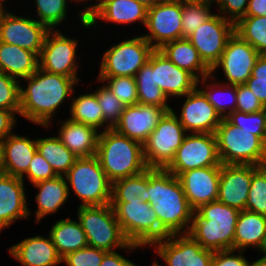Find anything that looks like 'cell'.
Returning <instances> with one entry per match:
<instances>
[{"label":"cell","instance_id":"cell-7","mask_svg":"<svg viewBox=\"0 0 266 266\" xmlns=\"http://www.w3.org/2000/svg\"><path fill=\"white\" fill-rule=\"evenodd\" d=\"M122 232L130 243L147 249L156 241L162 240L169 234L158 221L157 213L148 202L137 200H111Z\"/></svg>","mask_w":266,"mask_h":266},{"label":"cell","instance_id":"cell-39","mask_svg":"<svg viewBox=\"0 0 266 266\" xmlns=\"http://www.w3.org/2000/svg\"><path fill=\"white\" fill-rule=\"evenodd\" d=\"M90 82V83H89ZM88 87L96 94L99 105L101 106L103 112V118L105 120V130L113 129L114 126L119 122L121 115L123 113L125 105L119 101V99L112 93V91L100 80L92 81L90 80ZM99 83V86H91L93 84Z\"/></svg>","mask_w":266,"mask_h":266},{"label":"cell","instance_id":"cell-29","mask_svg":"<svg viewBox=\"0 0 266 266\" xmlns=\"http://www.w3.org/2000/svg\"><path fill=\"white\" fill-rule=\"evenodd\" d=\"M13 132L0 144L4 173L22 178L37 151L36 137ZM32 137V138H31Z\"/></svg>","mask_w":266,"mask_h":266},{"label":"cell","instance_id":"cell-2","mask_svg":"<svg viewBox=\"0 0 266 266\" xmlns=\"http://www.w3.org/2000/svg\"><path fill=\"white\" fill-rule=\"evenodd\" d=\"M146 202L151 204L169 235L188 233L194 210L177 176L166 169L147 168Z\"/></svg>","mask_w":266,"mask_h":266},{"label":"cell","instance_id":"cell-35","mask_svg":"<svg viewBox=\"0 0 266 266\" xmlns=\"http://www.w3.org/2000/svg\"><path fill=\"white\" fill-rule=\"evenodd\" d=\"M197 87L204 93L222 119L236 111L237 85L223 83L210 74L199 79Z\"/></svg>","mask_w":266,"mask_h":266},{"label":"cell","instance_id":"cell-9","mask_svg":"<svg viewBox=\"0 0 266 266\" xmlns=\"http://www.w3.org/2000/svg\"><path fill=\"white\" fill-rule=\"evenodd\" d=\"M215 136L221 164H266V143L252 133L242 134L240 129L226 118L221 120Z\"/></svg>","mask_w":266,"mask_h":266},{"label":"cell","instance_id":"cell-44","mask_svg":"<svg viewBox=\"0 0 266 266\" xmlns=\"http://www.w3.org/2000/svg\"><path fill=\"white\" fill-rule=\"evenodd\" d=\"M246 210L266 216V167L260 166L252 177Z\"/></svg>","mask_w":266,"mask_h":266},{"label":"cell","instance_id":"cell-14","mask_svg":"<svg viewBox=\"0 0 266 266\" xmlns=\"http://www.w3.org/2000/svg\"><path fill=\"white\" fill-rule=\"evenodd\" d=\"M186 134L172 111L166 112L143 144L147 167L165 169L174 159Z\"/></svg>","mask_w":266,"mask_h":266},{"label":"cell","instance_id":"cell-23","mask_svg":"<svg viewBox=\"0 0 266 266\" xmlns=\"http://www.w3.org/2000/svg\"><path fill=\"white\" fill-rule=\"evenodd\" d=\"M18 2L23 3L20 4L23 6L26 3V0H20ZM27 3L28 6L25 4L23 7L21 6L20 9L22 8L25 10L39 23L46 25L50 30L64 29L65 26V29H67V25L68 29H72L70 27L72 24H74L72 26L77 28L86 21V18L69 0H28ZM72 8L73 10H76L73 11ZM70 20L72 21V24H70Z\"/></svg>","mask_w":266,"mask_h":266},{"label":"cell","instance_id":"cell-24","mask_svg":"<svg viewBox=\"0 0 266 266\" xmlns=\"http://www.w3.org/2000/svg\"><path fill=\"white\" fill-rule=\"evenodd\" d=\"M221 166H208L182 172L178 179L190 207L195 211L201 205L218 199Z\"/></svg>","mask_w":266,"mask_h":266},{"label":"cell","instance_id":"cell-20","mask_svg":"<svg viewBox=\"0 0 266 266\" xmlns=\"http://www.w3.org/2000/svg\"><path fill=\"white\" fill-rule=\"evenodd\" d=\"M27 186L19 177L5 173L0 176V235L17 221H30Z\"/></svg>","mask_w":266,"mask_h":266},{"label":"cell","instance_id":"cell-50","mask_svg":"<svg viewBox=\"0 0 266 266\" xmlns=\"http://www.w3.org/2000/svg\"><path fill=\"white\" fill-rule=\"evenodd\" d=\"M247 254V251L233 249L216 251L212 257L211 266H250L251 257L248 258Z\"/></svg>","mask_w":266,"mask_h":266},{"label":"cell","instance_id":"cell-17","mask_svg":"<svg viewBox=\"0 0 266 266\" xmlns=\"http://www.w3.org/2000/svg\"><path fill=\"white\" fill-rule=\"evenodd\" d=\"M173 102L171 111L187 133L215 134L222 118L198 87Z\"/></svg>","mask_w":266,"mask_h":266},{"label":"cell","instance_id":"cell-25","mask_svg":"<svg viewBox=\"0 0 266 266\" xmlns=\"http://www.w3.org/2000/svg\"><path fill=\"white\" fill-rule=\"evenodd\" d=\"M45 234L47 235H44L42 231L41 234L24 237L23 240L12 243L7 248L8 257L21 266H62V258L48 233Z\"/></svg>","mask_w":266,"mask_h":266},{"label":"cell","instance_id":"cell-38","mask_svg":"<svg viewBox=\"0 0 266 266\" xmlns=\"http://www.w3.org/2000/svg\"><path fill=\"white\" fill-rule=\"evenodd\" d=\"M235 33L266 55V16H244L235 24Z\"/></svg>","mask_w":266,"mask_h":266},{"label":"cell","instance_id":"cell-52","mask_svg":"<svg viewBox=\"0 0 266 266\" xmlns=\"http://www.w3.org/2000/svg\"><path fill=\"white\" fill-rule=\"evenodd\" d=\"M19 120V117L13 111L0 109V144L11 133L20 128L17 126L18 124L22 126L18 122Z\"/></svg>","mask_w":266,"mask_h":266},{"label":"cell","instance_id":"cell-62","mask_svg":"<svg viewBox=\"0 0 266 266\" xmlns=\"http://www.w3.org/2000/svg\"><path fill=\"white\" fill-rule=\"evenodd\" d=\"M3 174H4V169H3L2 154L0 149V176Z\"/></svg>","mask_w":266,"mask_h":266},{"label":"cell","instance_id":"cell-28","mask_svg":"<svg viewBox=\"0 0 266 266\" xmlns=\"http://www.w3.org/2000/svg\"><path fill=\"white\" fill-rule=\"evenodd\" d=\"M197 81L193 74L176 66L159 49L154 50V82L171 102L193 91Z\"/></svg>","mask_w":266,"mask_h":266},{"label":"cell","instance_id":"cell-59","mask_svg":"<svg viewBox=\"0 0 266 266\" xmlns=\"http://www.w3.org/2000/svg\"><path fill=\"white\" fill-rule=\"evenodd\" d=\"M177 3H180L181 5H191V4H202V3H208L213 0H174Z\"/></svg>","mask_w":266,"mask_h":266},{"label":"cell","instance_id":"cell-13","mask_svg":"<svg viewBox=\"0 0 266 266\" xmlns=\"http://www.w3.org/2000/svg\"><path fill=\"white\" fill-rule=\"evenodd\" d=\"M18 8L19 5L0 11V41L17 45L39 56L50 29Z\"/></svg>","mask_w":266,"mask_h":266},{"label":"cell","instance_id":"cell-1","mask_svg":"<svg viewBox=\"0 0 266 266\" xmlns=\"http://www.w3.org/2000/svg\"><path fill=\"white\" fill-rule=\"evenodd\" d=\"M78 85L74 78L38 68L31 76L19 81L20 120L23 117L22 120L36 128L48 126L59 119L60 110L70 108L72 94Z\"/></svg>","mask_w":266,"mask_h":266},{"label":"cell","instance_id":"cell-54","mask_svg":"<svg viewBox=\"0 0 266 266\" xmlns=\"http://www.w3.org/2000/svg\"><path fill=\"white\" fill-rule=\"evenodd\" d=\"M245 16H266V0H249Z\"/></svg>","mask_w":266,"mask_h":266},{"label":"cell","instance_id":"cell-47","mask_svg":"<svg viewBox=\"0 0 266 266\" xmlns=\"http://www.w3.org/2000/svg\"><path fill=\"white\" fill-rule=\"evenodd\" d=\"M56 176L49 162L36 151L29 164L27 173L21 179L24 182H28L26 184L32 185L40 181L55 178Z\"/></svg>","mask_w":266,"mask_h":266},{"label":"cell","instance_id":"cell-40","mask_svg":"<svg viewBox=\"0 0 266 266\" xmlns=\"http://www.w3.org/2000/svg\"><path fill=\"white\" fill-rule=\"evenodd\" d=\"M147 169L139 174L112 182L111 200H137L146 202Z\"/></svg>","mask_w":266,"mask_h":266},{"label":"cell","instance_id":"cell-34","mask_svg":"<svg viewBox=\"0 0 266 266\" xmlns=\"http://www.w3.org/2000/svg\"><path fill=\"white\" fill-rule=\"evenodd\" d=\"M159 50L176 66L189 71L198 80L211 74V70L204 64L197 49L187 38L167 42Z\"/></svg>","mask_w":266,"mask_h":266},{"label":"cell","instance_id":"cell-48","mask_svg":"<svg viewBox=\"0 0 266 266\" xmlns=\"http://www.w3.org/2000/svg\"><path fill=\"white\" fill-rule=\"evenodd\" d=\"M143 250L146 251L147 248L129 242L124 248H121L120 250L107 252L103 257L100 266H140L139 264H136V262H134L132 259L129 258L133 253H135V251L136 253H138V251L140 252Z\"/></svg>","mask_w":266,"mask_h":266},{"label":"cell","instance_id":"cell-60","mask_svg":"<svg viewBox=\"0 0 266 266\" xmlns=\"http://www.w3.org/2000/svg\"><path fill=\"white\" fill-rule=\"evenodd\" d=\"M15 1L18 2L19 0H0V9L1 10H5V9H9V8L18 6V3L16 4ZM13 2H14V5H13ZM10 4H11V6H9Z\"/></svg>","mask_w":266,"mask_h":266},{"label":"cell","instance_id":"cell-30","mask_svg":"<svg viewBox=\"0 0 266 266\" xmlns=\"http://www.w3.org/2000/svg\"><path fill=\"white\" fill-rule=\"evenodd\" d=\"M266 237V216L242 210L239 213L234 235V250H254L258 253Z\"/></svg>","mask_w":266,"mask_h":266},{"label":"cell","instance_id":"cell-22","mask_svg":"<svg viewBox=\"0 0 266 266\" xmlns=\"http://www.w3.org/2000/svg\"><path fill=\"white\" fill-rule=\"evenodd\" d=\"M48 126H39L44 130H48L47 134L52 130L60 141L77 157L87 158L96 155L98 137L100 131L95 127L71 121L68 117H61L51 122ZM56 124V126H54ZM57 132H55V128ZM59 127V128H58ZM49 128L50 131H49Z\"/></svg>","mask_w":266,"mask_h":266},{"label":"cell","instance_id":"cell-12","mask_svg":"<svg viewBox=\"0 0 266 266\" xmlns=\"http://www.w3.org/2000/svg\"><path fill=\"white\" fill-rule=\"evenodd\" d=\"M149 248L150 252L153 250L155 258L152 264L155 266H211L214 255L213 251L204 249L188 233L171 234Z\"/></svg>","mask_w":266,"mask_h":266},{"label":"cell","instance_id":"cell-5","mask_svg":"<svg viewBox=\"0 0 266 266\" xmlns=\"http://www.w3.org/2000/svg\"><path fill=\"white\" fill-rule=\"evenodd\" d=\"M111 182L145 171L143 145L114 129L100 132L95 155Z\"/></svg>","mask_w":266,"mask_h":266},{"label":"cell","instance_id":"cell-32","mask_svg":"<svg viewBox=\"0 0 266 266\" xmlns=\"http://www.w3.org/2000/svg\"><path fill=\"white\" fill-rule=\"evenodd\" d=\"M81 84L82 86L85 85L80 83L75 88L72 94L70 108L67 110L68 112L64 111L63 116L68 117L71 121L93 126L100 132L105 131V120L96 94L88 86L85 88L87 92L80 93L82 89H79V93L77 94Z\"/></svg>","mask_w":266,"mask_h":266},{"label":"cell","instance_id":"cell-4","mask_svg":"<svg viewBox=\"0 0 266 266\" xmlns=\"http://www.w3.org/2000/svg\"><path fill=\"white\" fill-rule=\"evenodd\" d=\"M76 29L83 31H81L80 34L79 32H76L75 34L77 35L78 33V36L74 35V33L72 34L70 32L71 29H57L48 32L39 55V68L49 73L74 78L79 84L85 83L87 85V82H84V80L82 81V75H80L81 70L83 69L81 64L83 61L81 60L85 58L82 54L83 51L80 49L82 47L83 49L87 47L83 46L84 42L86 45L88 43L81 40L84 36L82 38L79 37L81 36V33L85 31L82 34L84 35L88 32L87 35H90V38L92 36V31L87 20ZM67 33L71 34L68 35ZM71 35H74L75 37ZM81 41H83V43Z\"/></svg>","mask_w":266,"mask_h":266},{"label":"cell","instance_id":"cell-57","mask_svg":"<svg viewBox=\"0 0 266 266\" xmlns=\"http://www.w3.org/2000/svg\"><path fill=\"white\" fill-rule=\"evenodd\" d=\"M255 254V259H253ZM251 254V262H250V266H266V255H262L260 253H258L259 255H257L256 253Z\"/></svg>","mask_w":266,"mask_h":266},{"label":"cell","instance_id":"cell-43","mask_svg":"<svg viewBox=\"0 0 266 266\" xmlns=\"http://www.w3.org/2000/svg\"><path fill=\"white\" fill-rule=\"evenodd\" d=\"M102 81L125 106L138 104L137 85L134 77H93Z\"/></svg>","mask_w":266,"mask_h":266},{"label":"cell","instance_id":"cell-46","mask_svg":"<svg viewBox=\"0 0 266 266\" xmlns=\"http://www.w3.org/2000/svg\"><path fill=\"white\" fill-rule=\"evenodd\" d=\"M107 252L86 246L62 258V266H100Z\"/></svg>","mask_w":266,"mask_h":266},{"label":"cell","instance_id":"cell-26","mask_svg":"<svg viewBox=\"0 0 266 266\" xmlns=\"http://www.w3.org/2000/svg\"><path fill=\"white\" fill-rule=\"evenodd\" d=\"M30 186H32V189L34 187L33 190H36L37 193L34 194L33 198L36 209L33 211L31 209L32 204L29 206V218L31 221L35 217L32 223L37 225L42 223L48 216L59 215L58 212L63 211L61 209H64L67 202L69 204V200L72 202L65 176H56L55 178L40 181Z\"/></svg>","mask_w":266,"mask_h":266},{"label":"cell","instance_id":"cell-16","mask_svg":"<svg viewBox=\"0 0 266 266\" xmlns=\"http://www.w3.org/2000/svg\"><path fill=\"white\" fill-rule=\"evenodd\" d=\"M208 166H221L215 134L187 133L165 169L178 177L182 172Z\"/></svg>","mask_w":266,"mask_h":266},{"label":"cell","instance_id":"cell-27","mask_svg":"<svg viewBox=\"0 0 266 266\" xmlns=\"http://www.w3.org/2000/svg\"><path fill=\"white\" fill-rule=\"evenodd\" d=\"M166 112L162 107L140 103L125 106L119 122L113 129L143 145Z\"/></svg>","mask_w":266,"mask_h":266},{"label":"cell","instance_id":"cell-56","mask_svg":"<svg viewBox=\"0 0 266 266\" xmlns=\"http://www.w3.org/2000/svg\"><path fill=\"white\" fill-rule=\"evenodd\" d=\"M77 10L87 19L90 16V0H69ZM78 6L80 8H78Z\"/></svg>","mask_w":266,"mask_h":266},{"label":"cell","instance_id":"cell-15","mask_svg":"<svg viewBox=\"0 0 266 266\" xmlns=\"http://www.w3.org/2000/svg\"><path fill=\"white\" fill-rule=\"evenodd\" d=\"M259 56L254 47L234 32L228 39L219 62L211 69V74L223 83L243 85L252 75Z\"/></svg>","mask_w":266,"mask_h":266},{"label":"cell","instance_id":"cell-45","mask_svg":"<svg viewBox=\"0 0 266 266\" xmlns=\"http://www.w3.org/2000/svg\"><path fill=\"white\" fill-rule=\"evenodd\" d=\"M0 109L11 110L19 116V80L0 72Z\"/></svg>","mask_w":266,"mask_h":266},{"label":"cell","instance_id":"cell-11","mask_svg":"<svg viewBox=\"0 0 266 266\" xmlns=\"http://www.w3.org/2000/svg\"><path fill=\"white\" fill-rule=\"evenodd\" d=\"M147 10H148L147 8H145L143 5L138 3L136 0H107L105 1L86 19L92 31V35H93L92 41L95 42L94 36L95 38H97L96 35L99 32H100L98 34L99 36L101 32L104 33L102 31V28L104 31H107L108 29L107 27H110L109 29L110 30L112 29L111 31H113L114 30L113 28L115 27L116 29L114 30V34L117 32L115 35L119 34L120 30L121 31L123 30L125 32L124 34H128L129 32H126V30L128 29H130L131 32L133 30H137V31L139 30L138 33L141 34V29L143 27L145 28V25H146ZM104 25L105 26L108 25V26L105 27ZM130 25H133L134 29L132 28L133 26H130ZM123 26L126 28L124 29ZM135 26L139 28L137 29L135 28ZM95 32L97 33L94 34Z\"/></svg>","mask_w":266,"mask_h":266},{"label":"cell","instance_id":"cell-33","mask_svg":"<svg viewBox=\"0 0 266 266\" xmlns=\"http://www.w3.org/2000/svg\"><path fill=\"white\" fill-rule=\"evenodd\" d=\"M39 68V56L14 44L0 41V72L17 80L31 76Z\"/></svg>","mask_w":266,"mask_h":266},{"label":"cell","instance_id":"cell-55","mask_svg":"<svg viewBox=\"0 0 266 266\" xmlns=\"http://www.w3.org/2000/svg\"><path fill=\"white\" fill-rule=\"evenodd\" d=\"M252 76L257 78V80L266 81V55H260L256 59L252 69Z\"/></svg>","mask_w":266,"mask_h":266},{"label":"cell","instance_id":"cell-8","mask_svg":"<svg viewBox=\"0 0 266 266\" xmlns=\"http://www.w3.org/2000/svg\"><path fill=\"white\" fill-rule=\"evenodd\" d=\"M65 178L69 196L78 199L75 208L110 204L112 182L96 156L78 158Z\"/></svg>","mask_w":266,"mask_h":266},{"label":"cell","instance_id":"cell-37","mask_svg":"<svg viewBox=\"0 0 266 266\" xmlns=\"http://www.w3.org/2000/svg\"><path fill=\"white\" fill-rule=\"evenodd\" d=\"M36 135L37 151L49 162L57 176H65L78 159L56 136Z\"/></svg>","mask_w":266,"mask_h":266},{"label":"cell","instance_id":"cell-51","mask_svg":"<svg viewBox=\"0 0 266 266\" xmlns=\"http://www.w3.org/2000/svg\"><path fill=\"white\" fill-rule=\"evenodd\" d=\"M265 109L257 96L245 85H237L236 111L255 113Z\"/></svg>","mask_w":266,"mask_h":266},{"label":"cell","instance_id":"cell-58","mask_svg":"<svg viewBox=\"0 0 266 266\" xmlns=\"http://www.w3.org/2000/svg\"><path fill=\"white\" fill-rule=\"evenodd\" d=\"M138 3L143 5L145 8L150 9L153 6L162 3L164 0H136Z\"/></svg>","mask_w":266,"mask_h":266},{"label":"cell","instance_id":"cell-41","mask_svg":"<svg viewBox=\"0 0 266 266\" xmlns=\"http://www.w3.org/2000/svg\"><path fill=\"white\" fill-rule=\"evenodd\" d=\"M214 9V10H213ZM216 13L213 1L202 4L182 5V38H187L194 30Z\"/></svg>","mask_w":266,"mask_h":266},{"label":"cell","instance_id":"cell-42","mask_svg":"<svg viewBox=\"0 0 266 266\" xmlns=\"http://www.w3.org/2000/svg\"><path fill=\"white\" fill-rule=\"evenodd\" d=\"M226 119L237 126L242 134L252 133L266 143V109L255 113L234 111Z\"/></svg>","mask_w":266,"mask_h":266},{"label":"cell","instance_id":"cell-19","mask_svg":"<svg viewBox=\"0 0 266 266\" xmlns=\"http://www.w3.org/2000/svg\"><path fill=\"white\" fill-rule=\"evenodd\" d=\"M182 5L164 0L147 10V21L141 35L155 48L182 38Z\"/></svg>","mask_w":266,"mask_h":266},{"label":"cell","instance_id":"cell-6","mask_svg":"<svg viewBox=\"0 0 266 266\" xmlns=\"http://www.w3.org/2000/svg\"><path fill=\"white\" fill-rule=\"evenodd\" d=\"M122 34L114 37L116 42L110 39V47L106 44L107 48L102 50L100 61L94 63L99 64L98 75L95 74L97 77H134L155 50L141 34H137V31L135 36L131 32L130 36ZM119 35L124 37L121 38Z\"/></svg>","mask_w":266,"mask_h":266},{"label":"cell","instance_id":"cell-21","mask_svg":"<svg viewBox=\"0 0 266 266\" xmlns=\"http://www.w3.org/2000/svg\"><path fill=\"white\" fill-rule=\"evenodd\" d=\"M258 165L221 164L218 201L240 211L246 209L253 173Z\"/></svg>","mask_w":266,"mask_h":266},{"label":"cell","instance_id":"cell-31","mask_svg":"<svg viewBox=\"0 0 266 266\" xmlns=\"http://www.w3.org/2000/svg\"><path fill=\"white\" fill-rule=\"evenodd\" d=\"M63 217L52 221L47 231L61 258L88 246L86 234L75 215L74 219L71 215Z\"/></svg>","mask_w":266,"mask_h":266},{"label":"cell","instance_id":"cell-61","mask_svg":"<svg viewBox=\"0 0 266 266\" xmlns=\"http://www.w3.org/2000/svg\"><path fill=\"white\" fill-rule=\"evenodd\" d=\"M107 0H90V15Z\"/></svg>","mask_w":266,"mask_h":266},{"label":"cell","instance_id":"cell-18","mask_svg":"<svg viewBox=\"0 0 266 266\" xmlns=\"http://www.w3.org/2000/svg\"><path fill=\"white\" fill-rule=\"evenodd\" d=\"M235 32V24L215 13L187 37L197 49L204 64L211 70L220 60L228 39Z\"/></svg>","mask_w":266,"mask_h":266},{"label":"cell","instance_id":"cell-49","mask_svg":"<svg viewBox=\"0 0 266 266\" xmlns=\"http://www.w3.org/2000/svg\"><path fill=\"white\" fill-rule=\"evenodd\" d=\"M249 0H213L216 13L236 24L246 14Z\"/></svg>","mask_w":266,"mask_h":266},{"label":"cell","instance_id":"cell-10","mask_svg":"<svg viewBox=\"0 0 266 266\" xmlns=\"http://www.w3.org/2000/svg\"><path fill=\"white\" fill-rule=\"evenodd\" d=\"M74 209L75 217L86 234L88 246L111 252L120 250L129 243L110 204Z\"/></svg>","mask_w":266,"mask_h":266},{"label":"cell","instance_id":"cell-36","mask_svg":"<svg viewBox=\"0 0 266 266\" xmlns=\"http://www.w3.org/2000/svg\"><path fill=\"white\" fill-rule=\"evenodd\" d=\"M134 78L137 85L138 103L162 107L167 112L171 111L172 102L154 82V51Z\"/></svg>","mask_w":266,"mask_h":266},{"label":"cell","instance_id":"cell-53","mask_svg":"<svg viewBox=\"0 0 266 266\" xmlns=\"http://www.w3.org/2000/svg\"><path fill=\"white\" fill-rule=\"evenodd\" d=\"M245 85L257 96L262 105L266 106V81L257 80L252 75L248 78Z\"/></svg>","mask_w":266,"mask_h":266},{"label":"cell","instance_id":"cell-3","mask_svg":"<svg viewBox=\"0 0 266 266\" xmlns=\"http://www.w3.org/2000/svg\"><path fill=\"white\" fill-rule=\"evenodd\" d=\"M240 210L212 201L194 211L188 234L204 249L234 250L235 227Z\"/></svg>","mask_w":266,"mask_h":266},{"label":"cell","instance_id":"cell-63","mask_svg":"<svg viewBox=\"0 0 266 266\" xmlns=\"http://www.w3.org/2000/svg\"><path fill=\"white\" fill-rule=\"evenodd\" d=\"M258 253L262 255H266V237H265V241L263 243L262 249Z\"/></svg>","mask_w":266,"mask_h":266}]
</instances>
